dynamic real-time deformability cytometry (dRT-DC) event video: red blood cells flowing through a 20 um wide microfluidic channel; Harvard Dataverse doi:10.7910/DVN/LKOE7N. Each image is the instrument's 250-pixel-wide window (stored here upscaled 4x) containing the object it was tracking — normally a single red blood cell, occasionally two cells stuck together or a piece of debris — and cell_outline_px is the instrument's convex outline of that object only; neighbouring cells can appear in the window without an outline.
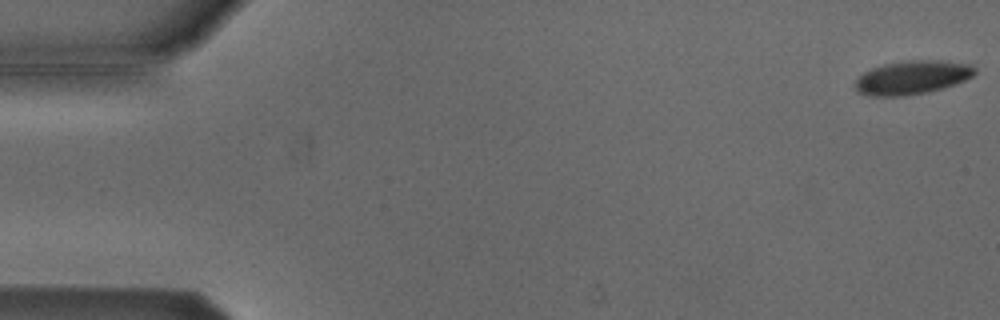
{"species": "Egyptian fruit bat (a non-hibernating species)", "species_latin": "Rousettus aegyptiacus", "temperature_condition": "cold", "stored_images_in_passage": 50, "camera_frame_rate_fps": 3000, "um_per_image_px": 0.085, "animal": {"sex": "male"}, "frame": {"image": 1, "passage_image": 1, "time_ms": 0.0, "image_size_px": [1000, 320], "cell_outline_px": [[976, 72], [972, 76], [956, 84], [924, 92], [900, 96], [872, 96], [860, 92], [856, 88], [856, 80], [864, 72], [872, 68], [884, 64], [908, 60], [948, 60], [972, 64], [976, 68]], "centroid_in_image_um": [77.58, 6.55], "position_along_channel_um": 7.4, "area_um2": 23.29}}
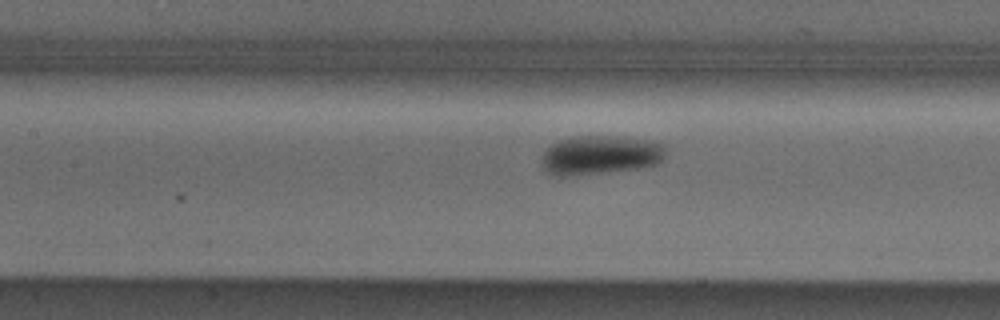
{"frame": {"image": 2, "passage_image": 24, "time_ms": 7.667, "image_size_px": [1000, 320], "cell_outline_px": [[668, 148], [660, 164], [640, 168], [568, 176], [552, 176], [544, 168], [544, 152], [552, 144], [560, 140], [572, 136], [624, 136], [648, 140], [664, 144]], "centroid_in_image_um": [51.1, 13.17], "position_along_channel_um": 156.3, "area_um2": 28.38}}
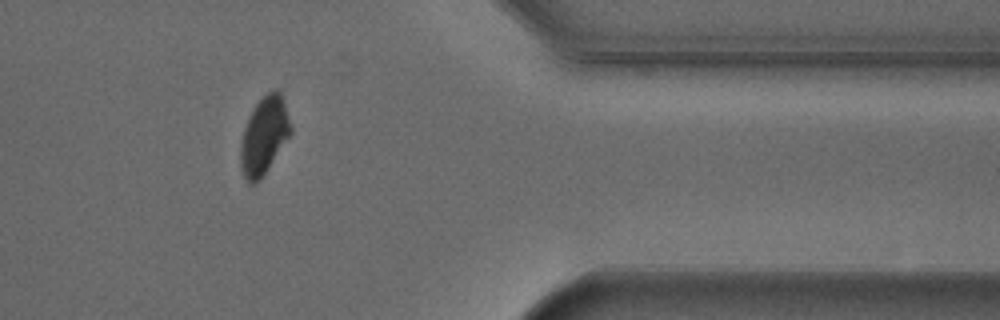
{"frame": {"image": 3, "passage_image": 44, "time_ms": 14.333, "image_size_px": [1000, 320], "cell_outline_px": [[292, 132], [260, 180], [256, 184], [252, 184], [244, 176], [240, 168], [240, 148], [244, 128], [252, 108], [272, 88], [276, 88], [280, 92], [292, 128]], "centroid_in_image_um": [22.44, 11.53], "position_along_channel_um": 389.0, "area_um2": 22.37}}